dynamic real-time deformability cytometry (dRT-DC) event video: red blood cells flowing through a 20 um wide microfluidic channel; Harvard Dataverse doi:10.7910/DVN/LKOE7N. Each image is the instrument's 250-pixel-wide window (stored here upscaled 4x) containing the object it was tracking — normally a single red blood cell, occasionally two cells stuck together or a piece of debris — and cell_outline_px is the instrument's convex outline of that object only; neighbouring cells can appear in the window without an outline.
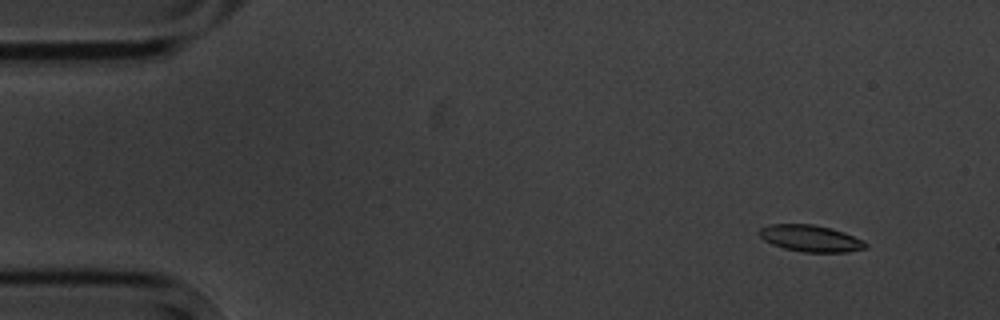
{"species": "common noctule bat (a hibernating species)", "species_latin": "Nyctalus noctula", "temperature_condition": "cold", "stored_images_in_passage": 5, "camera_frame_rate_fps": 3000, "um_per_image_px": 0.085, "animal": {"sex": "male", "body_mass_g": 20.1, "forearm_length_mm": 53.5}, "frame": {"image": 1, "passage_image": 2, "time_ms": 1.0, "image_size_px": [1000, 320], "cell_outline_px": [[868, 248], [848, 252], [804, 252], [784, 248], [772, 244], [764, 240], [756, 232], [760, 228], [768, 224], [812, 224], [832, 228], [844, 232], [864, 240], [868, 244]], "centroid_in_image_um": [68.91, 20.26], "position_along_channel_um": 16.1, "area_um2": 16.7}}
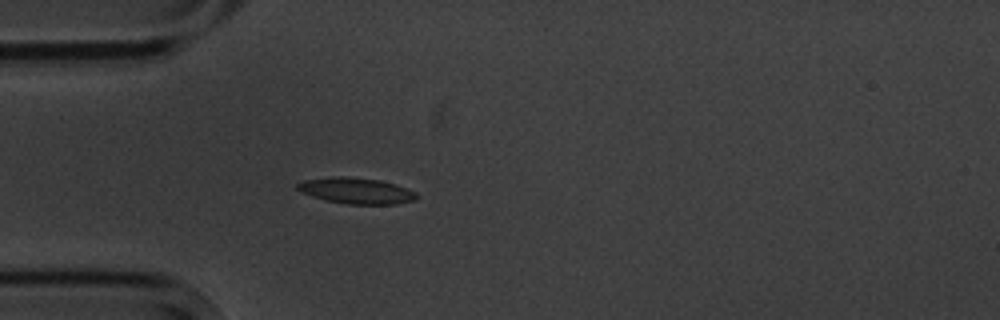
{"frame": {"image": 2, "passage_image": 5, "time_ms": 4.667, "image_size_px": [1000, 320], "cell_outline_px": [[420, 196], [416, 200], [396, 204], [348, 204], [328, 200], [312, 196], [300, 192], [296, 188], [296, 184], [304, 180], [332, 176], [344, 176], [380, 180], [396, 184], [416, 192]], "centroid_in_image_um": [30.31, 16.21], "position_along_channel_um": 54.7, "area_um2": 18.15}}